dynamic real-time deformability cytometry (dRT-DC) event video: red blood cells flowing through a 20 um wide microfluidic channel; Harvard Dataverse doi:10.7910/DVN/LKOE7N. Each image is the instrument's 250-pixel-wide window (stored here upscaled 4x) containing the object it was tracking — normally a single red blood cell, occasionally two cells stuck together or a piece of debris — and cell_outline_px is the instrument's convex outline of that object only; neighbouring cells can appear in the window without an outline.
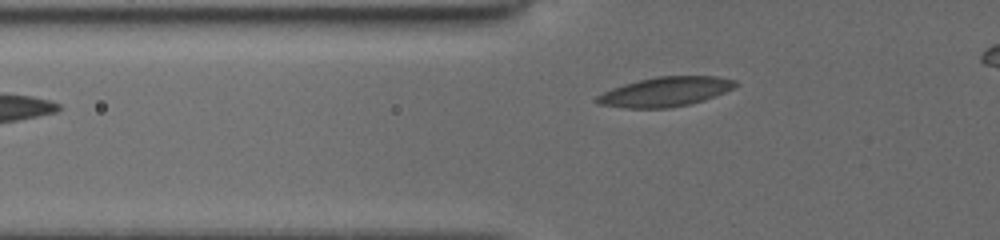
{"species": "common noctule bat (a hibernating species)", "species_latin": "Nyctalus noctula", "temperature_condition": "cold", "stored_images_in_passage": 33, "camera_frame_rate_fps": 3000, "um_per_image_px": 0.085, "animal": {"sex": "female", "body_mass_g": 19.5, "forearm_length_mm": 54.1}, "frame": {"image": 1, "passage_image": 3, "time_ms": 0.667, "image_size_px": [1000, 240], "cell_outline_px": [[740, 84], [724, 92], [704, 100], [672, 108], [624, 108], [596, 104], [592, 100], [596, 96], [612, 88], [624, 84], [656, 76], [716, 76], [736, 80]], "centroid_in_image_um": [56.52, 7.8], "position_along_channel_um": 69.3, "area_um2": 23.93}}
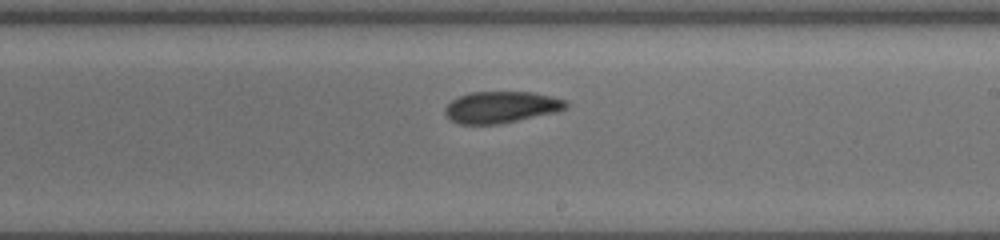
{"frame": {"image": 2, "passage_image": 17, "time_ms": 5.333, "image_size_px": [1000, 240], "cell_outline_px": [[568, 108], [556, 112], [500, 124], [460, 124], [448, 120], [444, 112], [444, 108], [456, 96], [468, 92], [532, 92], [552, 96], [568, 100]], "centroid_in_image_um": [42.59, 9.1], "position_along_channel_um": 246.4, "area_um2": 22.6}}
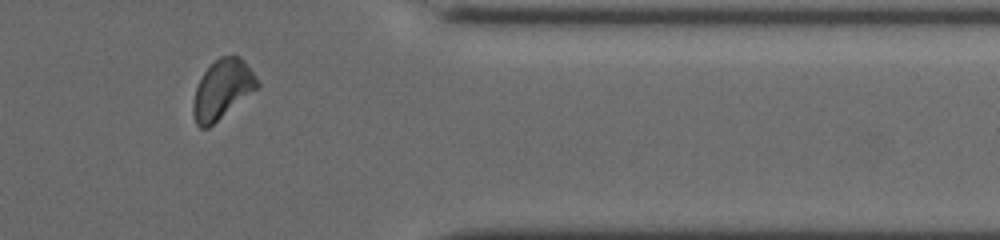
{"frame": {"image": 3, "passage_image": 29, "time_ms": 9.333, "image_size_px": [1000, 240], "cell_outline_px": [[260, 88], [208, 128], [200, 128], [196, 124], [192, 112], [192, 104], [196, 88], [204, 72], [220, 56], [240, 56], [244, 60], [260, 84]], "centroid_in_image_um": [18.91, 7.62], "position_along_channel_um": 392.5, "area_um2": 22.14}}